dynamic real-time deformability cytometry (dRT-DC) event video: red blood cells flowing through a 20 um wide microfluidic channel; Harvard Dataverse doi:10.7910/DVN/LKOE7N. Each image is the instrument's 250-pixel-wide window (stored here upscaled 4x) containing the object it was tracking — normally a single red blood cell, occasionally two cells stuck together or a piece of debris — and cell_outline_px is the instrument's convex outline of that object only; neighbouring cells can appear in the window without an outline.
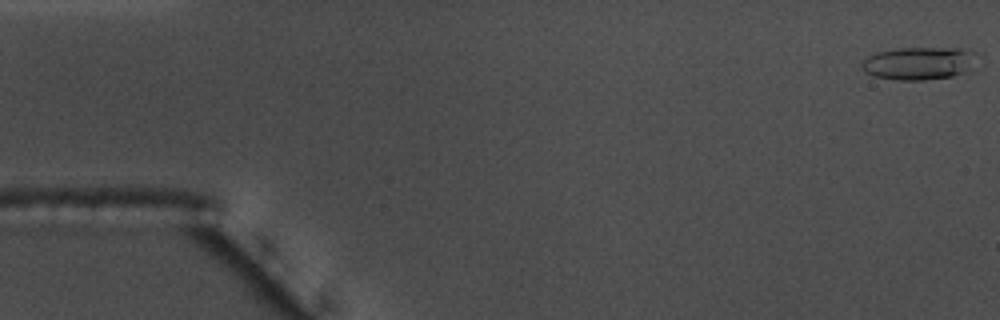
{"species": "common noctule bat (a hibernating species)", "species_latin": "Nyctalus noctula", "temperature_condition": "warm", "stored_images_in_passage": 19, "camera_frame_rate_fps": 3000, "um_per_image_px": 0.085, "animal": {"sex": "male", "body_mass_g": 17.5, "forearm_length_mm": 52.3}, "frame": {"image": 1, "passage_image": 1, "time_ms": 0.0, "image_size_px": [1000, 320], "cell_outline_px": [[964, 72], [952, 76], [924, 80], [900, 80], [876, 76], [864, 72], [860, 64], [868, 56], [876, 52], [900, 48], [956, 48], [964, 52]], "centroid_in_image_um": [77.79, 5.4], "position_along_channel_um": 7.2, "area_um2": 20.4}}
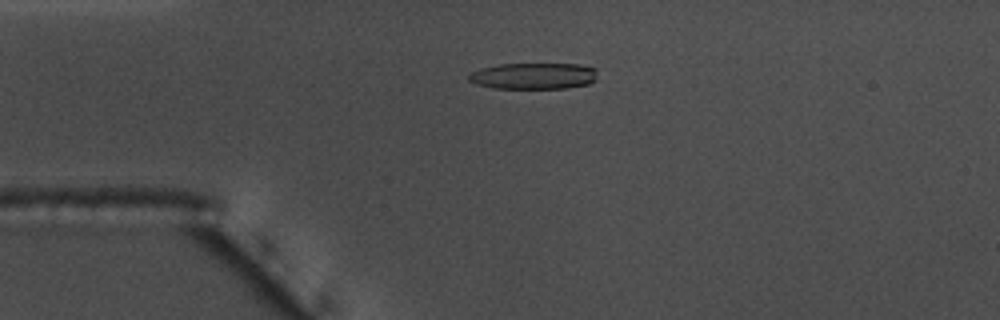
{"frame": {"image": 2, "passage_image": 13, "time_ms": 4.0, "image_size_px": [1000, 320], "cell_outline_px": [[596, 80], [588, 84], [568, 88], [492, 88], [476, 84], [468, 80], [468, 76], [472, 72], [480, 68], [500, 64], [580, 64], [596, 68]], "centroid_in_image_um": [45.37, 6.46], "position_along_channel_um": 39.6, "area_um2": 19.83}}